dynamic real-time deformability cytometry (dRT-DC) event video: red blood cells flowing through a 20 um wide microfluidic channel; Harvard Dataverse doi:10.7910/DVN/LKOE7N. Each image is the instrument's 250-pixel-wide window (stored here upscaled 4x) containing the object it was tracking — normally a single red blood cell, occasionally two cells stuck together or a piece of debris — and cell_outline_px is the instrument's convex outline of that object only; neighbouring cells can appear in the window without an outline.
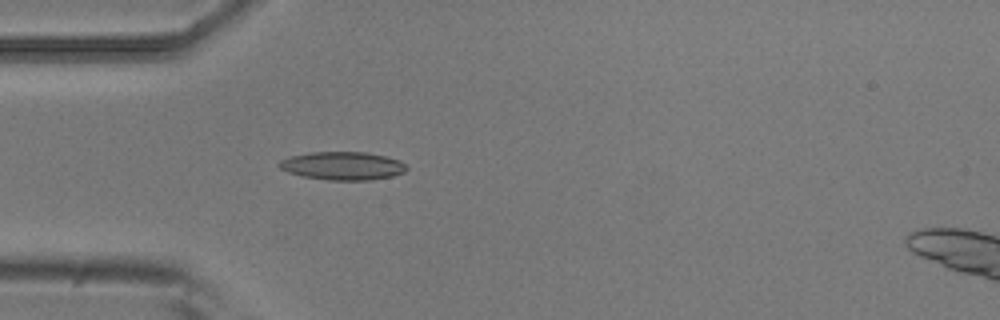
{"species": "common noctule bat (a hibernating species)", "species_latin": "Nyctalus noctula", "temperature_condition": "room temperature", "stored_images_in_passage": 5, "camera_frame_rate_fps": 3000, "um_per_image_px": 0.085, "animal": {"sex": "male", "body_mass_g": 20.5, "forearm_length_mm": 52.5}, "frame": {"image": 1, "passage_image": 4, "time_ms": 1.0, "image_size_px": [1000, 320], "cell_outline_px": [[408, 168], [404, 172], [392, 176], [368, 180], [328, 180], [304, 176], [288, 172], [280, 168], [276, 164], [280, 160], [292, 156], [312, 152], [368, 152], [400, 160]], "centroid_in_image_um": [29.12, 14.09], "position_along_channel_um": 55.9, "area_um2": 20.81}}